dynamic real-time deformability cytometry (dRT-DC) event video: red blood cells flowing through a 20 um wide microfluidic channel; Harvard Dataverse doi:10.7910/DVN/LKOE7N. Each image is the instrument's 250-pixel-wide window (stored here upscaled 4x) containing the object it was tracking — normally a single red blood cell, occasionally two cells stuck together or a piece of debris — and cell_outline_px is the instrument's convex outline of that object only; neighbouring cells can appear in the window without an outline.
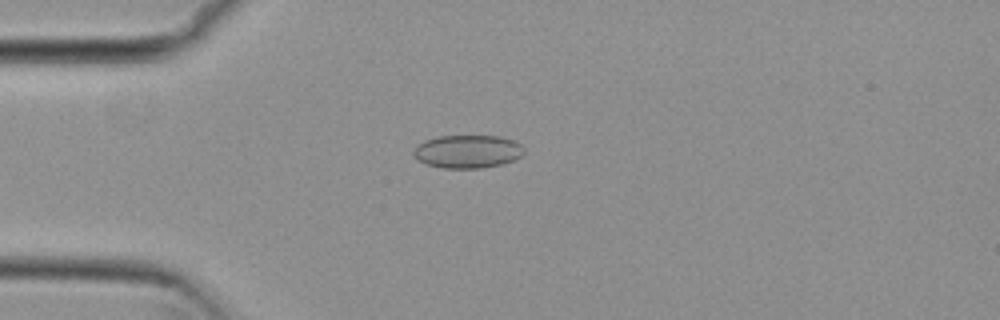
{"species": "common noctule bat (a hibernating species)", "species_latin": "Nyctalus noctula", "temperature_condition": "cold", "stored_images_in_passage": 54, "camera_frame_rate_fps": 3000, "um_per_image_px": 0.085, "animal": {"sex": "female", "body_mass_g": 29.2, "forearm_length_mm": 56.3}, "frame": {"image": 1, "passage_image": 14, "time_ms": 4.333, "image_size_px": [1000, 320], "cell_outline_px": [[524, 152], [520, 156], [512, 160], [500, 164], [480, 168], [440, 168], [424, 164], [416, 160], [412, 152], [416, 144], [424, 140], [436, 136], [500, 136], [512, 140], [520, 144], [524, 148]], "centroid_in_image_um": [39.66, 12.87], "position_along_channel_um": 45.3, "area_um2": 21.5}}
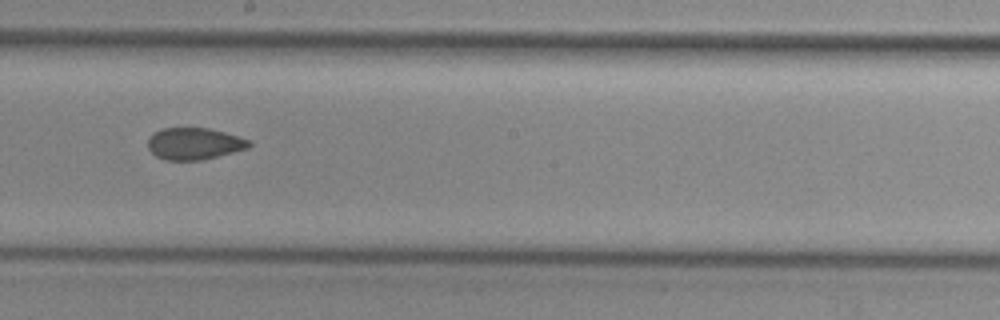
{"frame": {"image": 2, "passage_image": 30, "time_ms": 9.667, "image_size_px": [1000, 320], "cell_outline_px": [[252, 144], [248, 148], [200, 160], [168, 160], [156, 156], [148, 148], [148, 140], [152, 132], [160, 128], [208, 128], [240, 136], [248, 140]], "centroid_in_image_um": [16.48, 12.2], "position_along_channel_um": 231.7, "area_um2": 18.67}}
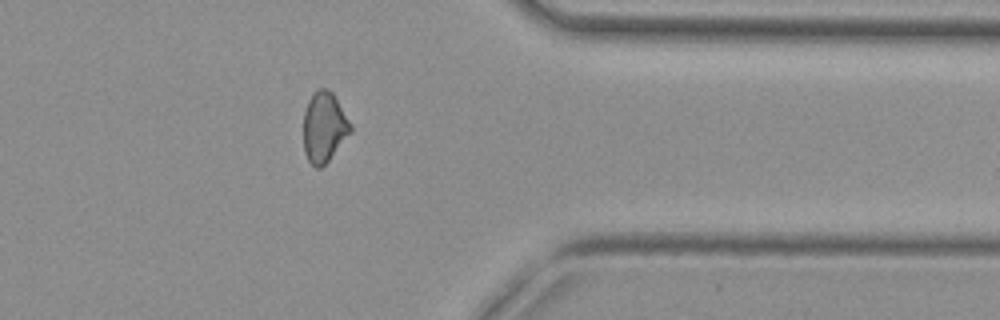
{"frame": {"image": 3, "passage_image": 43, "time_ms": 14.0, "image_size_px": [1000, 320], "cell_outline_px": [[352, 132], [328, 160], [320, 168], [316, 168], [308, 160], [304, 152], [304, 112], [308, 100], [316, 88], [324, 88], [332, 92], [348, 120], [352, 128]], "centroid_in_image_um": [27.53, 10.8], "position_along_channel_um": 383.9, "area_um2": 19.02}, "authors_computed_cell_mechanics": {"area_um2": 19.8254, "velocity_mm_per_s": 3.83, "shape_relaxation_time_tau1_ms": null, "shape_relaxation_time_tau2_ms": 2.698, "deformation_change_tau1": null, "deformation_change_tau2": 0.0733}}